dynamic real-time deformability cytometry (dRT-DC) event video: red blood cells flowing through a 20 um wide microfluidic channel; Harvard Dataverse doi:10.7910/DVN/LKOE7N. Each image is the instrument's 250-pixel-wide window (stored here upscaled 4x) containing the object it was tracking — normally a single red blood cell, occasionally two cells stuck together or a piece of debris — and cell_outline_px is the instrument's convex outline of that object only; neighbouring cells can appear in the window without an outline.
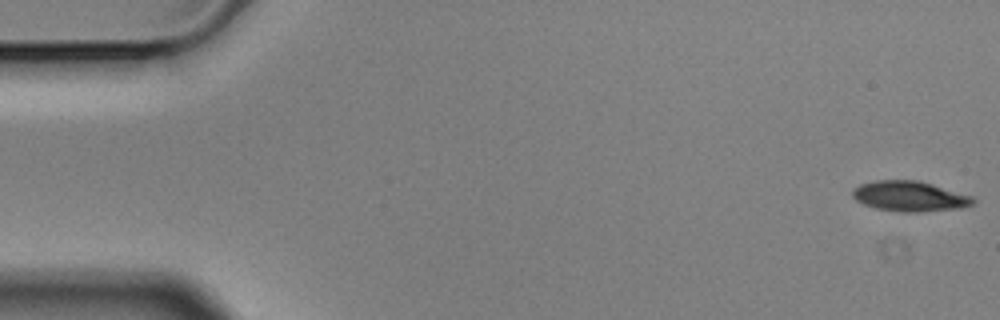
{"species": "Egyptian fruit bat (a non-hibernating species)", "species_latin": "Rousettus aegyptiacus", "temperature_condition": "cold", "stored_images_in_passage": 5, "camera_frame_rate_fps": 3000, "um_per_image_px": 0.085, "animal": {"sex": "male"}, "frame": {"image": 1, "passage_image": 1, "time_ms": 0.0, "image_size_px": [1000, 320], "cell_outline_px": [[976, 200], [972, 204], [960, 208], [916, 212], [904, 212], [876, 208], [864, 204], [856, 200], [852, 196], [852, 188], [860, 184], [876, 180], [920, 180], [972, 196]], "centroid_in_image_um": [77.3, 16.67], "position_along_channel_um": 7.7, "area_um2": 21.21}}
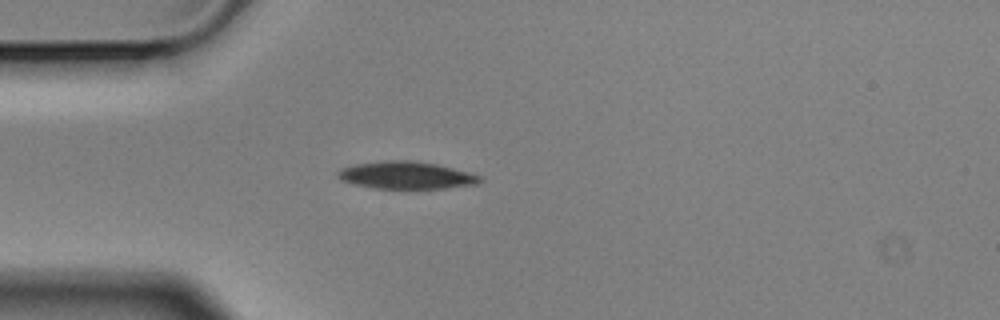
{"frame": {"image": 2, "passage_image": 5, "time_ms": 1.333, "image_size_px": [1000, 320], "cell_outline_px": [[480, 180], [476, 184], [444, 188], [376, 188], [356, 184], [344, 180], [340, 176], [340, 168], [356, 164], [384, 160], [416, 160], [436, 164], [472, 172], [480, 176]], "centroid_in_image_um": [34.59, 14.88], "position_along_channel_um": 50.4, "area_um2": 22.31}}